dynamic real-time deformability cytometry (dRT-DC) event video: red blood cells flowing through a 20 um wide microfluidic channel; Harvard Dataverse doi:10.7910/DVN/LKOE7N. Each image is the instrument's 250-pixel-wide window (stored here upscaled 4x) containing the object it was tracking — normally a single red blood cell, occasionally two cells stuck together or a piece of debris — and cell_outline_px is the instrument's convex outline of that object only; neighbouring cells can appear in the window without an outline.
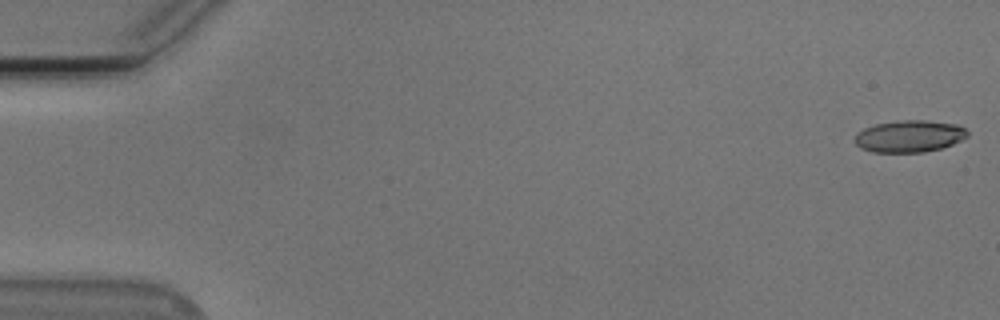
{"species": "Egyptian fruit bat (a non-hibernating species)", "species_latin": "Rousettus aegyptiacus", "temperature_condition": "cold", "stored_images_in_passage": 54, "camera_frame_rate_fps": 3000, "um_per_image_px": 0.085, "animal": {"sex": "male"}, "frame": {"image": 1, "passage_image": 1, "time_ms": 0.0, "image_size_px": [1000, 320], "cell_outline_px": [[968, 136], [952, 144], [940, 148], [924, 152], [872, 152], [860, 148], [856, 144], [856, 132], [864, 128], [876, 124], [900, 120], [924, 120], [960, 124], [968, 132]], "centroid_in_image_um": [77.3, 11.57], "position_along_channel_um": 7.7, "area_um2": 20.98}}
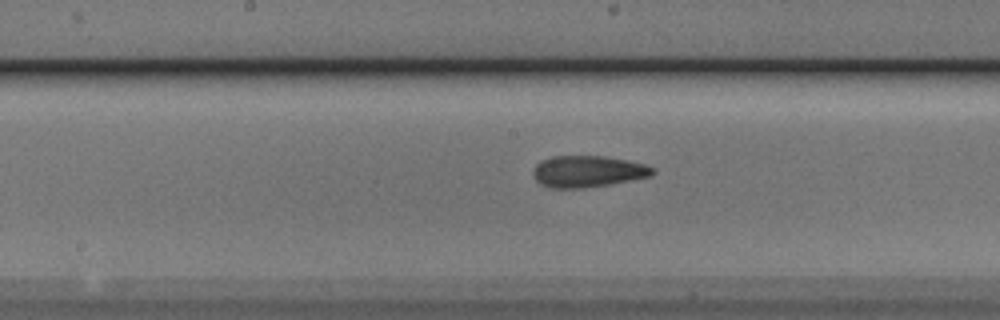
{"frame": {"image": 2, "passage_image": 28, "time_ms": 9.0, "image_size_px": [1000, 320], "cell_outline_px": [[656, 172], [652, 176], [608, 184], [580, 188], [548, 188], [540, 184], [532, 176], [532, 172], [536, 164], [540, 160], [552, 156], [604, 156], [628, 160], [644, 164], [656, 168]], "centroid_in_image_um": [49.94, 14.56], "position_along_channel_um": 198.3, "area_um2": 22.14}}
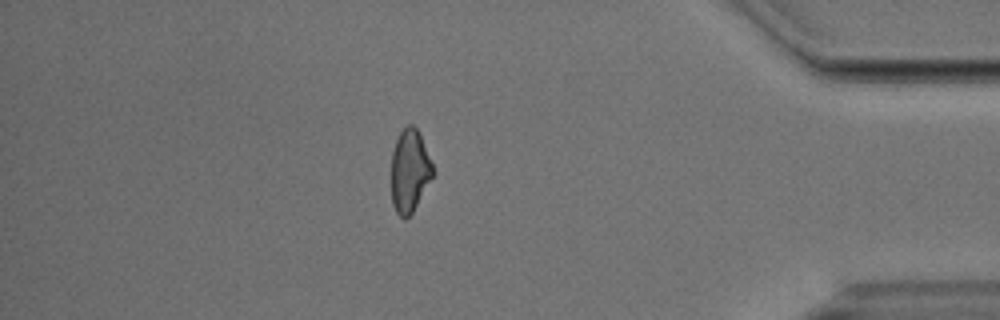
{"frame": {"image": 3, "passage_image": 47, "time_ms": 15.333, "image_size_px": [1000, 320], "cell_outline_px": [[432, 176], [412, 212], [404, 220], [396, 212], [392, 204], [392, 152], [396, 140], [400, 132], [408, 124], [412, 124], [416, 128], [420, 136], [432, 164]], "centroid_in_image_um": [34.79, 14.52], "position_along_channel_um": 400.4, "area_um2": 19.42}, "authors_computed_cell_mechanics": {"area_um2": 21.2126, "velocity_mm_per_s": 3.7918, "shape_relaxation_time_tau1_ms": 7.3698, "shape_relaxation_time_tau2_ms": 3.2341, "deformation_change_tau1": 0.1744, "deformation_change_tau2": 0.1103}}